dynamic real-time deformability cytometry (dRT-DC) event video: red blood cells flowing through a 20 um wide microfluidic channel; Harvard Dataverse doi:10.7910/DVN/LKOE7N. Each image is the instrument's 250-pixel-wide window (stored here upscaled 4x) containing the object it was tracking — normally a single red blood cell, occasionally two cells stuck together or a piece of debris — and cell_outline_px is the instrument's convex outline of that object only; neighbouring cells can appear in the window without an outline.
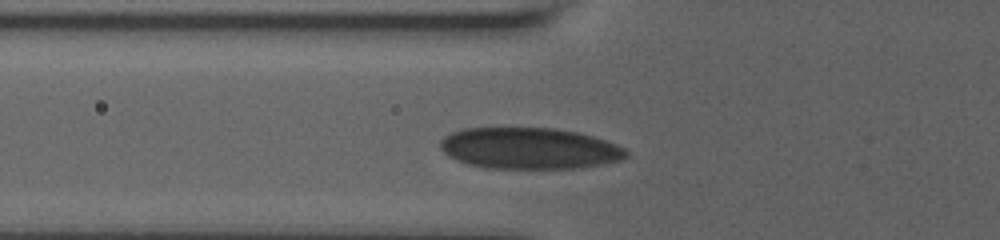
{"species": "human", "species_latin": "Homo sapiens", "temperature_condition": "room temperature", "stored_images_in_passage": 16, "camera_frame_rate_fps": 3000, "um_per_image_px": 0.085, "donor": {"sex": "male"}, "frame": {"image": 1, "passage_image": 4, "time_ms": 3.0, "image_size_px": [1000, 240], "cell_outline_px": [[628, 156], [624, 160], [604, 164], [580, 168], [484, 168], [468, 164], [456, 160], [448, 156], [440, 148], [440, 140], [444, 136], [452, 132], [464, 128], [552, 128], [576, 132], [592, 136], [616, 144], [624, 148], [628, 152]], "centroid_in_image_um": [44.99, 12.62], "position_along_channel_um": 80.8, "area_um2": 44.97}}
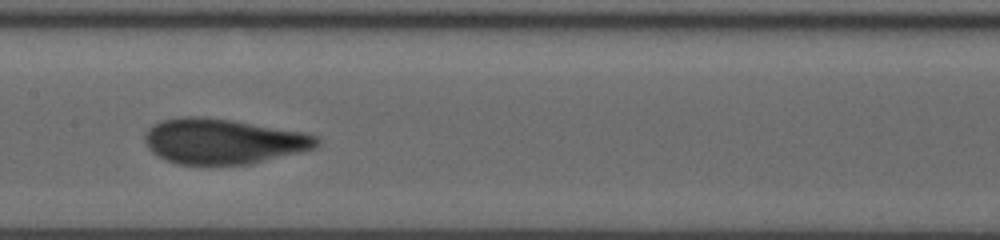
{"frame": {"image": 2, "passage_image": 11, "time_ms": 6.0, "image_size_px": [1000, 240], "cell_outline_px": [[320, 140], [312, 148], [248, 164], [176, 164], [156, 156], [148, 148], [144, 140], [144, 132], [152, 124], [160, 120], [180, 116], [200, 116], [232, 120], [304, 132], [316, 136]], "centroid_in_image_um": [18.85, 11.99], "position_along_channel_um": 188.5, "area_um2": 45.14}}
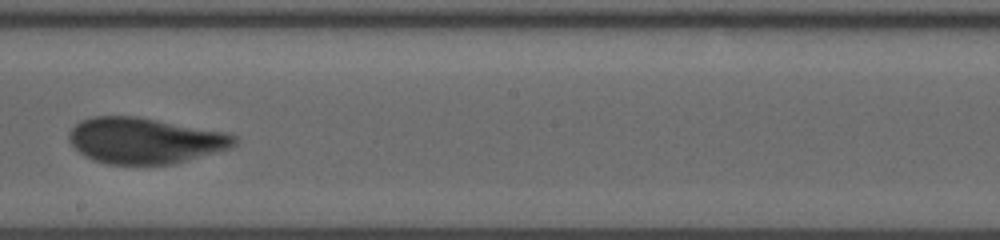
{"frame": {"image": 3, "passage_image": 14, "time_ms": 7.333, "image_size_px": [1000, 240], "cell_outline_px": [[240, 140], [232, 148], [172, 164], [108, 164], [92, 160], [84, 156], [68, 140], [68, 132], [80, 120], [92, 116], [136, 116], [228, 132], [236, 136]], "centroid_in_image_um": [12.33, 11.94], "position_along_channel_um": 235.9, "area_um2": 44.56}}